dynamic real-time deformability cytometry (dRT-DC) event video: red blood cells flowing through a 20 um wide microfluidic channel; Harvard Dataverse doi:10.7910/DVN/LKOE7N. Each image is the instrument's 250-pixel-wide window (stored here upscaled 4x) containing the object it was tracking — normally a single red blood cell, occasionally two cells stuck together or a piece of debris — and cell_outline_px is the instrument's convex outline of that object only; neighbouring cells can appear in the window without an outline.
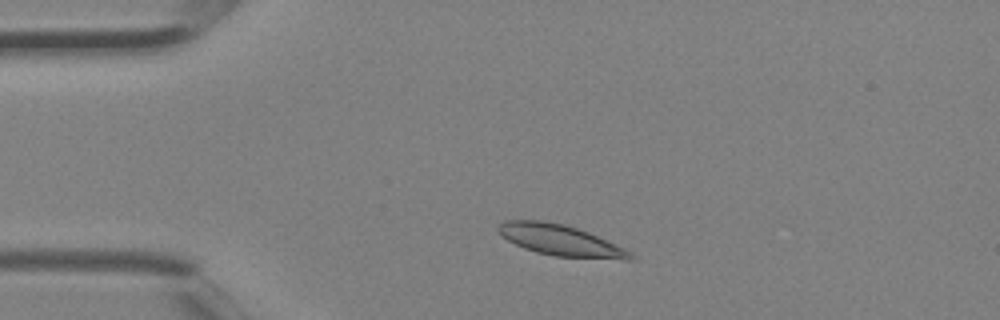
{"species": "Egyptian fruit bat (a non-hibernating species)", "species_latin": "Rousettus aegyptiacus", "temperature_condition": "room temperature", "stored_images_in_passage": 2, "camera_frame_rate_fps": 3000, "um_per_image_px": 0.085, "animal": {"sex": "female"}, "frame": {"image": 1, "passage_image": 1, "time_ms": 0.0, "image_size_px": [1000, 320], "cell_outline_px": [[636, 260], [624, 260], [556, 256], [536, 252], [524, 248], [500, 236], [496, 228], [504, 220], [544, 220], [564, 224], [588, 232], [624, 248], [636, 256]], "centroid_in_image_um": [47.64, 20.43], "position_along_channel_um": 37.4, "area_um2": 23.93}}